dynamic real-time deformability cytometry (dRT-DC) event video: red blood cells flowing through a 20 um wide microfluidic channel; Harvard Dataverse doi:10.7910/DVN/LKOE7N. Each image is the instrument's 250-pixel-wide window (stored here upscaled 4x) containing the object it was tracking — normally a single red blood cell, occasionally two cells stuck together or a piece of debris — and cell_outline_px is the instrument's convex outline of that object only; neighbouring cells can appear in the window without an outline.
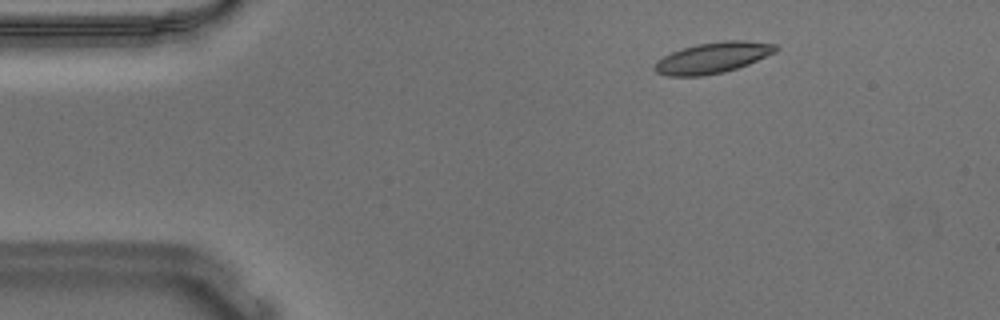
{"species": "Egyptian fruit bat (a non-hibernating species)", "species_latin": "Rousettus aegyptiacus", "temperature_condition": "warm", "stored_images_in_passage": 51, "camera_frame_rate_fps": 3000, "um_per_image_px": 0.085, "animal": {"sex": "male"}, "frame": {"image": 1, "passage_image": 4, "time_ms": 1.0, "image_size_px": [1000, 320], "cell_outline_px": [[780, 48], [776, 52], [748, 64], [724, 72], [700, 76], [668, 76], [656, 72], [652, 68], [656, 60], [672, 52], [696, 44], [724, 40], [744, 40], [776, 44]], "centroid_in_image_um": [60.58, 4.9], "position_along_channel_um": 24.4, "area_um2": 21.85}}
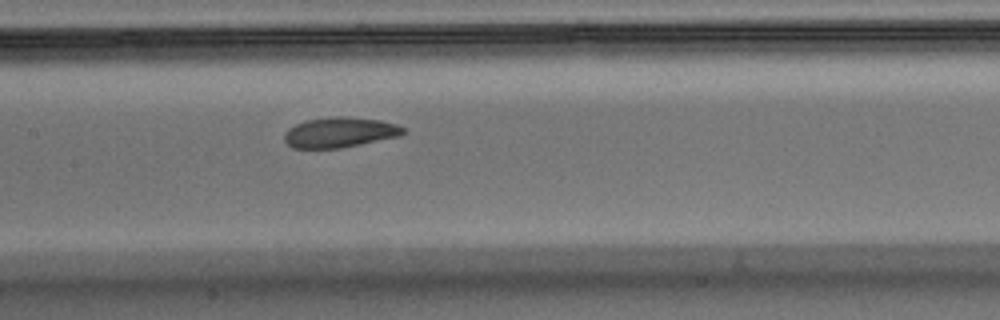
{"frame": {"image": 2, "passage_image": 22, "time_ms": 7.0, "image_size_px": [1000, 320], "cell_outline_px": [[404, 132], [400, 136], [340, 148], [292, 148], [284, 140], [284, 132], [288, 128], [304, 120], [328, 116], [348, 116], [380, 120], [396, 124], [404, 128]], "centroid_in_image_um": [28.84, 11.23], "position_along_channel_um": 178.6, "area_um2": 21.1}}
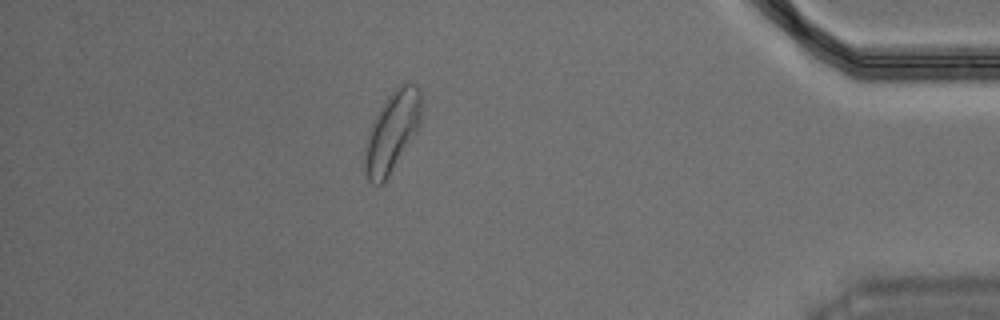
{"frame": {"image": 3, "passage_image": 44, "time_ms": 14.333, "image_size_px": [1000, 320], "cell_outline_px": [[420, 124], [416, 132], [388, 180], [380, 184], [376, 184], [368, 180], [364, 168], [364, 144], [372, 124], [380, 108], [388, 96], [404, 80], [408, 80], [416, 84], [420, 92]], "centroid_in_image_um": [33.32, 11.22], "position_along_channel_um": 401.9, "area_um2": 26.53}, "authors_computed_cell_mechanics": {"area_um2": 21.7328, "velocity_mm_per_s": 3.6443, "shape_relaxation_time_tau1_ms": 4.29, "shape_relaxation_time_tau2_ms": 2.4687, "deformation_change_tau1": 0.1267, "deformation_change_tau2": 0.0713}}